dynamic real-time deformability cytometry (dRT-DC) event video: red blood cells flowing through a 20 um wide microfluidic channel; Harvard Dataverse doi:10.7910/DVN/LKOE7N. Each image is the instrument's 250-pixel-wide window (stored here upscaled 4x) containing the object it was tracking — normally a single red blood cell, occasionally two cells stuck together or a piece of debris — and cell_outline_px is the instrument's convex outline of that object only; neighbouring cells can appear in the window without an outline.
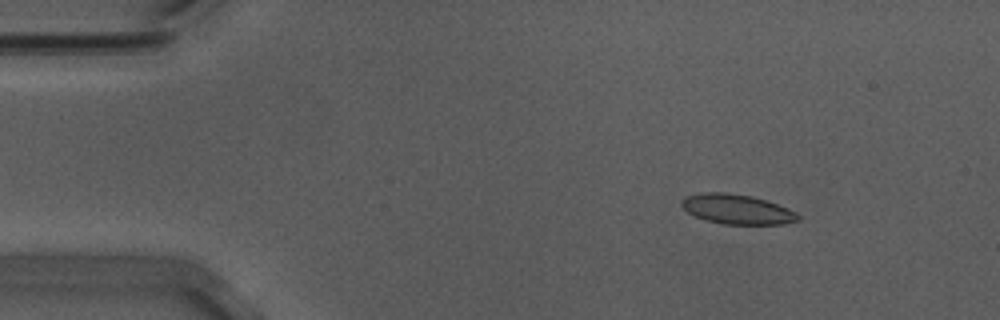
{"species": "Egyptian fruit bat (a non-hibernating species)", "species_latin": "Rousettus aegyptiacus", "temperature_condition": "warm", "stored_images_in_passage": 52, "camera_frame_rate_fps": 3000, "um_per_image_px": 0.085, "animal": {"sex": "male"}, "frame": {"image": 1, "passage_image": 4, "time_ms": 1.0, "image_size_px": [1000, 320], "cell_outline_px": [[800, 220], [784, 224], [724, 224], [704, 220], [688, 212], [680, 204], [680, 200], [688, 196], [704, 192], [724, 192], [752, 196], [788, 208], [796, 212], [800, 216]], "centroid_in_image_um": [62.65, 17.79], "position_along_channel_um": 22.4, "area_um2": 20.11}}
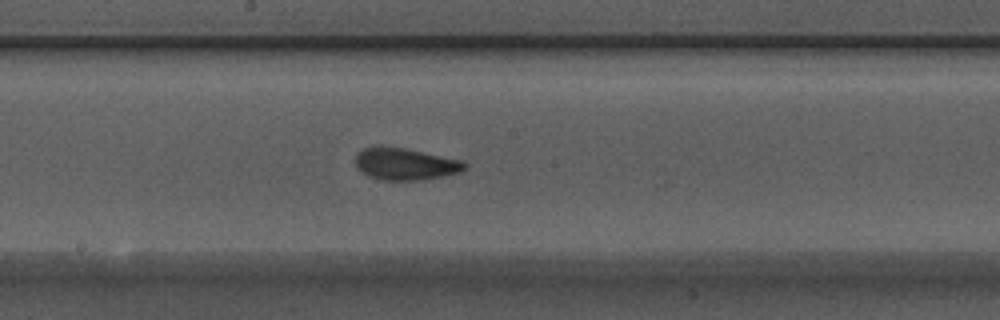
{"frame": {"image": 2, "passage_image": 26, "time_ms": 8.333, "image_size_px": [1000, 320], "cell_outline_px": [[468, 168], [460, 172], [444, 176], [420, 180], [380, 180], [368, 176], [356, 168], [356, 152], [364, 148], [380, 144], [404, 148], [464, 160], [468, 164]], "centroid_in_image_um": [34.45, 13.92], "position_along_channel_um": 213.8, "area_um2": 20.87}}
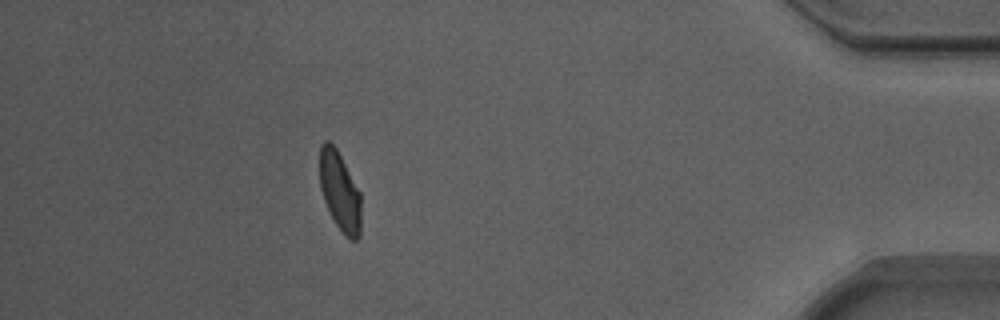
{"frame": {"image": 3, "passage_image": 46, "time_ms": 15.0, "image_size_px": [1000, 320], "cell_outline_px": [[360, 236], [356, 240], [348, 240], [344, 236], [336, 224], [324, 200], [320, 188], [320, 144], [324, 140], [328, 140], [336, 148], [360, 192]], "centroid_in_image_um": [28.88, 16.28], "position_along_channel_um": 406.3, "area_um2": 18.96}, "authors_computed_cell_mechanics": {"area_um2": 20.23, "velocity_mm_per_s": 3.6953, "shape_relaxation_time_tau1_ms": 6.3213, "shape_relaxation_time_tau2_ms": 1.1913, "deformation_change_tau1": 0.157, "deformation_change_tau2": 0.0699}}